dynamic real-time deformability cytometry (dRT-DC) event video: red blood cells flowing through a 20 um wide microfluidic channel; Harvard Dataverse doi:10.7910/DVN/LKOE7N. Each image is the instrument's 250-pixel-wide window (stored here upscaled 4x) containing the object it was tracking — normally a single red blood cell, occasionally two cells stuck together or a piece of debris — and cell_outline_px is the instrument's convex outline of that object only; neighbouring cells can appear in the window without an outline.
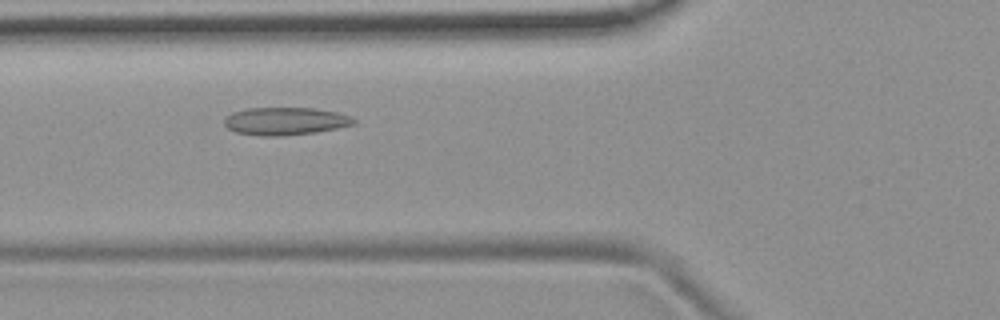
{"species": "common noctule bat (a hibernating species)", "species_latin": "Nyctalus noctula", "temperature_condition": "room temperature", "stored_images_in_passage": 49, "camera_frame_rate_fps": 3000, "um_per_image_px": 0.085, "animal": {"sex": "female", "body_mass_g": 19.9}, "frame": {"image": 1, "passage_image": 15, "time_ms": 4.667, "image_size_px": [1000, 320], "cell_outline_px": [[356, 124], [316, 132], [280, 136], [264, 136], [236, 132], [228, 128], [224, 124], [224, 120], [232, 112], [248, 108], [316, 108], [336, 112], [348, 116], [356, 120]], "centroid_in_image_um": [24.25, 10.29], "position_along_channel_um": 101.6, "area_um2": 20.75}}
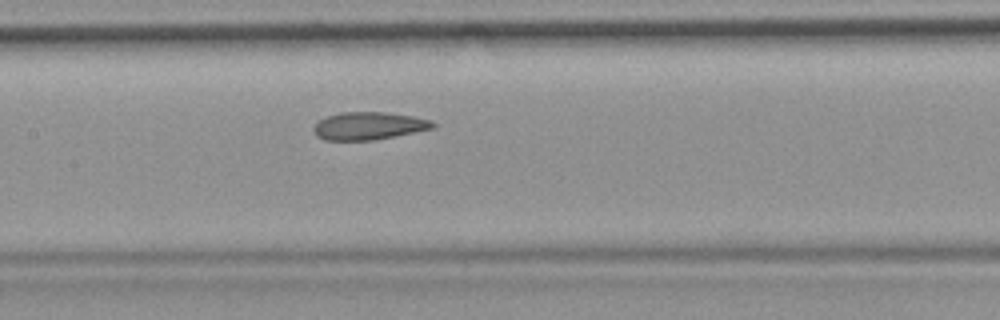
{"frame": {"image": 2, "passage_image": 21, "time_ms": 6.667, "image_size_px": [1000, 320], "cell_outline_px": [[436, 128], [372, 140], [324, 140], [316, 136], [312, 128], [320, 120], [328, 116], [340, 112], [388, 112], [412, 116], [432, 120], [436, 124]], "centroid_in_image_um": [31.36, 10.69], "position_along_channel_um": 176.0, "area_um2": 19.25}}
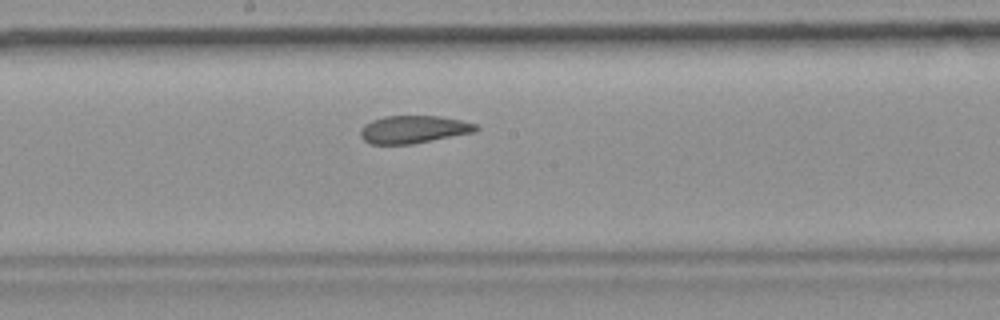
{"frame": {"image": 3, "passage_image": 24, "time_ms": 7.667, "image_size_px": [1000, 320], "cell_outline_px": [[480, 128], [476, 132], [412, 144], [372, 144], [364, 140], [360, 136], [360, 128], [364, 124], [372, 120], [384, 116], [440, 116], [460, 120], [476, 124]], "centroid_in_image_um": [35.15, 11.0], "position_along_channel_um": 213.0, "area_um2": 18.73}, "authors_computed_cell_mechanics": {"area_um2": 20.1144, "velocity_mm_per_s": 3.7183, "shape_relaxation_time_tau1_ms": null, "shape_relaxation_time_tau2_ms": 2.4399, "deformation_change_tau1": null, "deformation_change_tau2": 0.091}}